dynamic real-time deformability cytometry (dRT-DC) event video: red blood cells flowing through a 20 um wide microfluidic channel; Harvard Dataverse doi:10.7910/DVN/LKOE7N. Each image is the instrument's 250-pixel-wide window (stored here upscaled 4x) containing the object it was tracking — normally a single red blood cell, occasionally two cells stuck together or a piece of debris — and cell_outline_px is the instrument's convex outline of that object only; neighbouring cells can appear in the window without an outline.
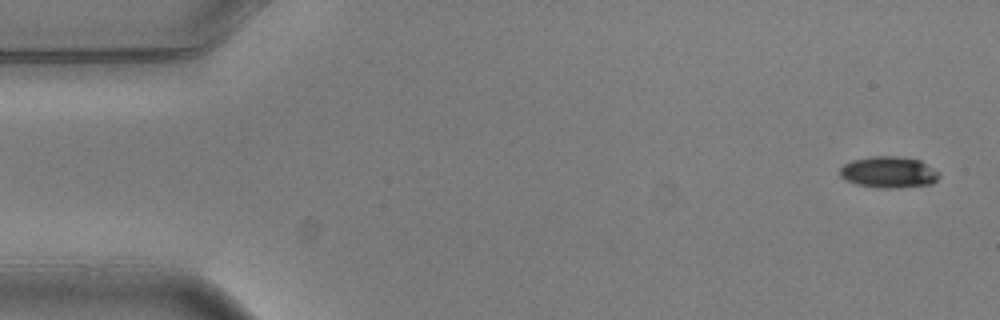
{"species": "common noctule bat (a hibernating species)", "species_latin": "Nyctalus noctula", "temperature_condition": "warm", "stored_images_in_passage": 4, "camera_frame_rate_fps": 3000, "um_per_image_px": 0.085, "animal": {"sex": "male", "body_mass_g": 20.5, "forearm_length_mm": 52.5}, "frame": {"image": 1, "passage_image": 1, "time_ms": 0.0, "image_size_px": [1000, 320], "cell_outline_px": [[940, 176], [932, 184], [900, 188], [876, 188], [856, 184], [844, 180], [840, 176], [840, 168], [844, 164], [852, 160], [872, 156], [896, 156], [920, 160], [940, 172]], "centroid_in_image_um": [75.54, 14.65], "position_along_channel_um": 9.5, "area_um2": 18.38}}
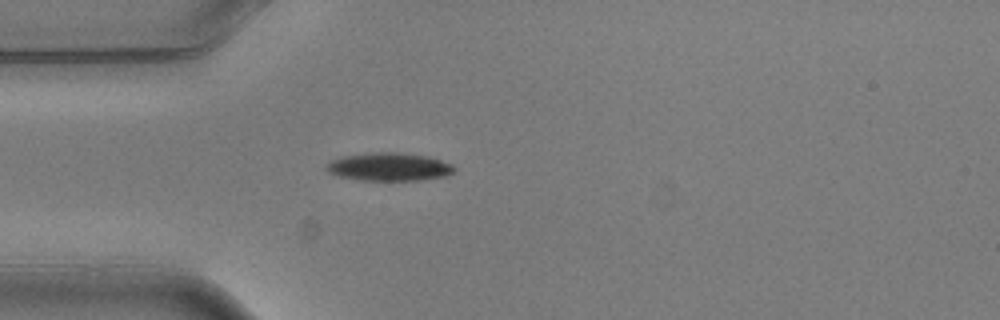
{"frame": {"image": 2, "passage_image": 4, "time_ms": 1.0, "image_size_px": [1000, 320], "cell_outline_px": [[456, 172], [448, 176], [420, 180], [360, 180], [336, 176], [328, 172], [324, 168], [332, 160], [344, 156], [372, 152], [396, 152], [428, 156], [452, 164], [456, 168]], "centroid_in_image_um": [33.1, 14.18], "position_along_channel_um": 51.9, "area_um2": 21.1}}